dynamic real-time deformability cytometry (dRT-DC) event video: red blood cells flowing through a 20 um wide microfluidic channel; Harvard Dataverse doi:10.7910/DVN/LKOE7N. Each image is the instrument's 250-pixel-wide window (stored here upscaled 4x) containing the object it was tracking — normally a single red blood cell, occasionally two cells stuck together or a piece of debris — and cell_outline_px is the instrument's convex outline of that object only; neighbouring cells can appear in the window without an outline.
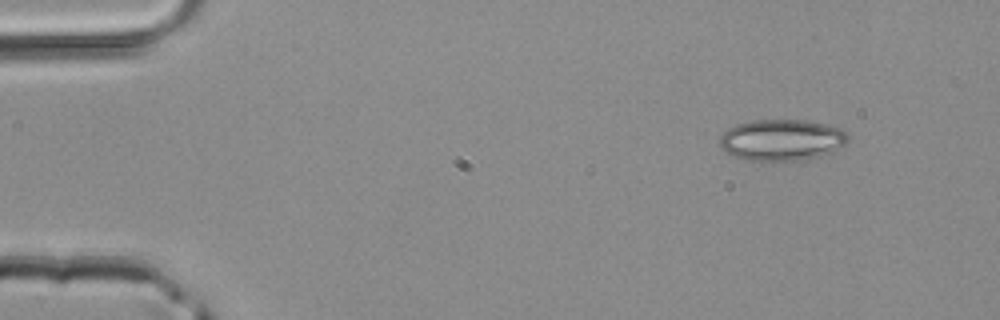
{"species": "common noctule bat (a hibernating species)", "species_latin": "Nyctalus noctula", "temperature_condition": "room temperature", "stored_images_in_passage": 3, "camera_frame_rate_fps": 3000, "um_per_image_px": 0.085, "animal": {"sex": "male", "body_mass_g": 20.4}, "frame": {"image": 1, "passage_image": 1, "time_ms": 0.0, "image_size_px": [1000, 320], "cell_outline_px": [[848, 140], [844, 144], [832, 152], [820, 156], [800, 160], [748, 160], [732, 156], [724, 152], [720, 148], [720, 136], [728, 128], [736, 124], [752, 120], [808, 120], [828, 124], [840, 128], [848, 132]], "centroid_in_image_um": [66.44, 11.88], "position_along_channel_um": 18.6, "area_um2": 31.1}}